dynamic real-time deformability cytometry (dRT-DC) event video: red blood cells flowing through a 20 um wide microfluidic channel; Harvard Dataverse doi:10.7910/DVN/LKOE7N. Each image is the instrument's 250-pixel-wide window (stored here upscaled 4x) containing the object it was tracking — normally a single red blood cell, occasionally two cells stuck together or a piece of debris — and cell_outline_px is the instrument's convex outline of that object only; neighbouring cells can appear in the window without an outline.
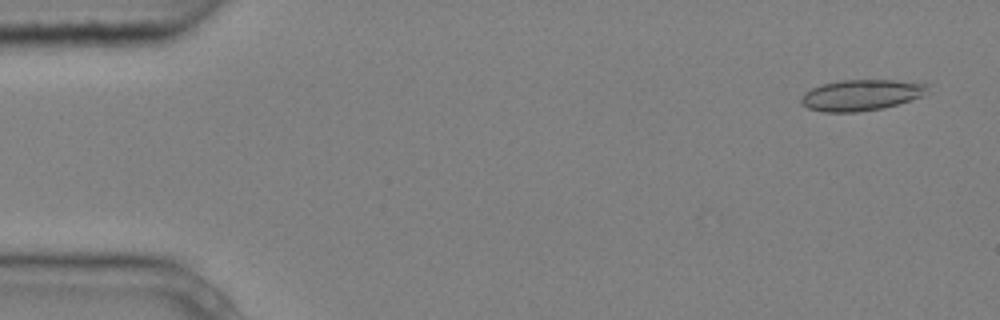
{"species": "common noctule bat (a hibernating species)", "species_latin": "Nyctalus noctula", "temperature_condition": "cold", "stored_images_in_passage": 4, "camera_frame_rate_fps": 3000, "um_per_image_px": 0.085, "animal": {"sex": "male", "body_mass_g": 20.4}, "frame": {"image": 1, "passage_image": 1, "time_ms": 0.0, "image_size_px": [1000, 320], "cell_outline_px": [[928, 84], [920, 96], [896, 104], [880, 108], [856, 112], [824, 112], [808, 108], [800, 100], [804, 92], [820, 84], [840, 80], [896, 80]], "centroid_in_image_um": [73.11, 8.07], "position_along_channel_um": 11.9, "area_um2": 22.37}}
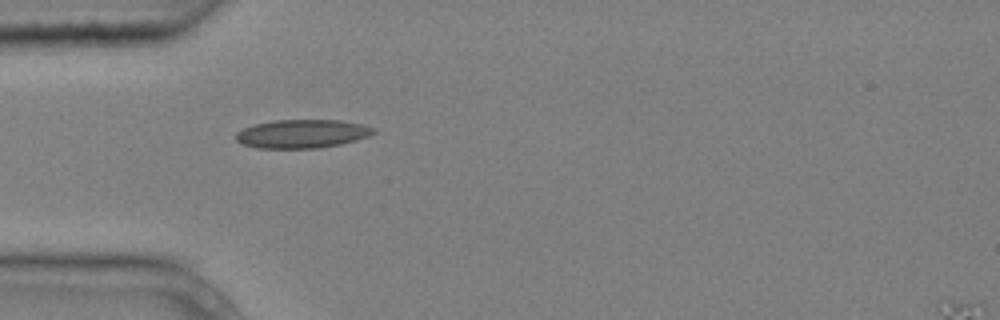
{"frame": {"image": 2, "passage_image": 4, "time_ms": 1.0, "image_size_px": [1000, 320], "cell_outline_px": [[376, 132], [368, 136], [356, 140], [340, 144], [320, 148], [256, 148], [244, 144], [236, 140], [236, 132], [244, 128], [256, 124], [272, 120], [340, 120], [364, 124], [376, 128]], "centroid_in_image_um": [25.71, 11.37], "position_along_channel_um": 59.3, "area_um2": 22.95}}